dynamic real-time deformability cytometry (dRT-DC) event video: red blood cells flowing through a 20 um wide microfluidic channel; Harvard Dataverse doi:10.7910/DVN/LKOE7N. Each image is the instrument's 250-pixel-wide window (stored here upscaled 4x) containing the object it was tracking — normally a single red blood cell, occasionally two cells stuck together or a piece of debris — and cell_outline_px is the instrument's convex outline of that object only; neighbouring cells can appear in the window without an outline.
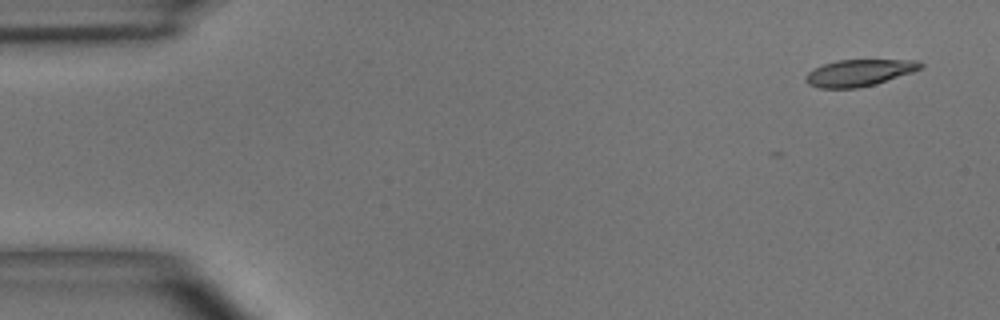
{"species": "common noctule bat (a hibernating species)", "species_latin": "Nyctalus noctula", "temperature_condition": "room temperature", "stored_images_in_passage": 5, "camera_frame_rate_fps": 3000, "um_per_image_px": 0.085, "animal": {"sex": "male", "body_mass_g": 15.6}, "frame": {"image": 1, "passage_image": 1, "time_ms": 0.0, "image_size_px": [1000, 320], "cell_outline_px": [[924, 68], [912, 72], [872, 84], [856, 88], [816, 88], [808, 84], [804, 80], [804, 76], [808, 72], [824, 64], [836, 60], [916, 60], [924, 64]], "centroid_in_image_um": [72.99, 6.18], "position_along_channel_um": 12.0, "area_um2": 17.69}}